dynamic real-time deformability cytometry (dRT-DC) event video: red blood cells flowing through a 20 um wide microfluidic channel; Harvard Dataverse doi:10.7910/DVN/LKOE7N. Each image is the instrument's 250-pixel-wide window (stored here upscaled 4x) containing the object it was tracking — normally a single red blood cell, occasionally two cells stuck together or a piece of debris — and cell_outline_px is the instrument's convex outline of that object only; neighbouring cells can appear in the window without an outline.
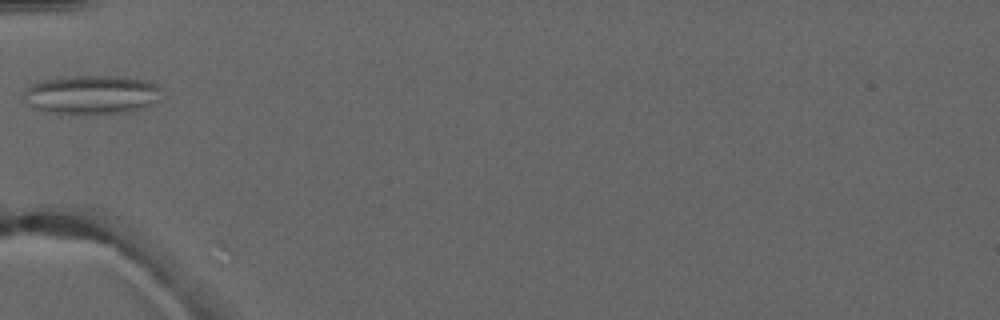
{"species": "common noctule bat (a hibernating species)", "species_latin": "Nyctalus noctula", "temperature_condition": "warm", "stored_images_in_passage": 6, "camera_frame_rate_fps": 3000, "um_per_image_px": 0.085, "animal": {"sex": "male", "forearm_length_mm": 52.5}, "frame": {"image": 1, "passage_image": 6, "time_ms": 6.667, "image_size_px": [1000, 320], "cell_outline_px": [[160, 100], [144, 108], [132, 112], [48, 112], [32, 108], [24, 104], [20, 100], [24, 92], [32, 84], [44, 80], [72, 76], [120, 76], [152, 80], [160, 88]], "centroid_in_image_um": [7.8, 8.03], "position_along_channel_um": 77.2, "area_um2": 31.33}}